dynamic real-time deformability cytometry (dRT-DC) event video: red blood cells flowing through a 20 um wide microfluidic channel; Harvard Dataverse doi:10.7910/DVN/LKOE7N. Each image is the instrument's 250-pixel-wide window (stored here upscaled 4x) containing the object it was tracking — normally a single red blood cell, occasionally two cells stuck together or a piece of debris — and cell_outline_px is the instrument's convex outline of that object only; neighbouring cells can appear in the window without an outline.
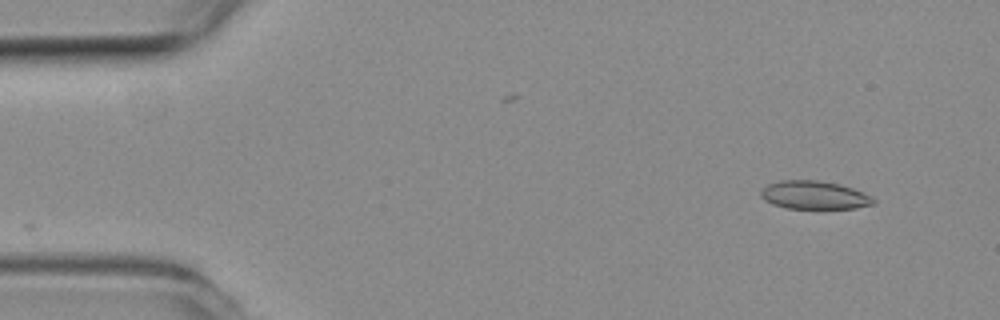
{"species": "common noctule bat (a hibernating species)", "species_latin": "Nyctalus noctula", "temperature_condition": "room temperature", "stored_images_in_passage": 49, "camera_frame_rate_fps": 3000, "um_per_image_px": 0.085, "animal": {"sex": "female", "body_mass_g": 19.3, "forearm_length_mm": 54.1}, "frame": {"image": 1, "passage_image": 1, "time_ms": 0.0, "image_size_px": [1000, 320], "cell_outline_px": [[876, 204], [856, 208], [788, 208], [772, 204], [764, 200], [760, 196], [760, 192], [768, 184], [780, 180], [816, 180], [840, 184], [864, 192], [872, 196], [876, 200]], "centroid_in_image_um": [69.24, 16.58], "position_along_channel_um": 15.8, "area_um2": 18.61}}
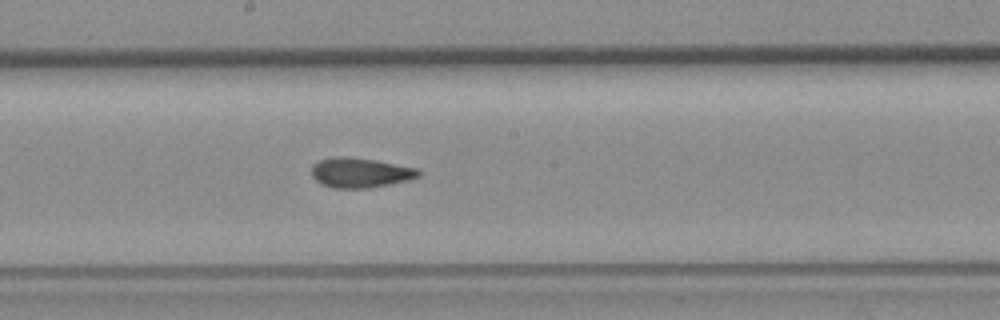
{"frame": {"image": 2, "passage_image": 25, "time_ms": 8.0, "image_size_px": [1000, 320], "cell_outline_px": [[420, 176], [408, 180], [368, 188], [332, 188], [316, 180], [312, 176], [312, 164], [320, 160], [336, 156], [344, 156], [376, 160], [420, 168]], "centroid_in_image_um": [30.64, 14.67], "position_along_channel_um": 217.6, "area_um2": 18.61}}
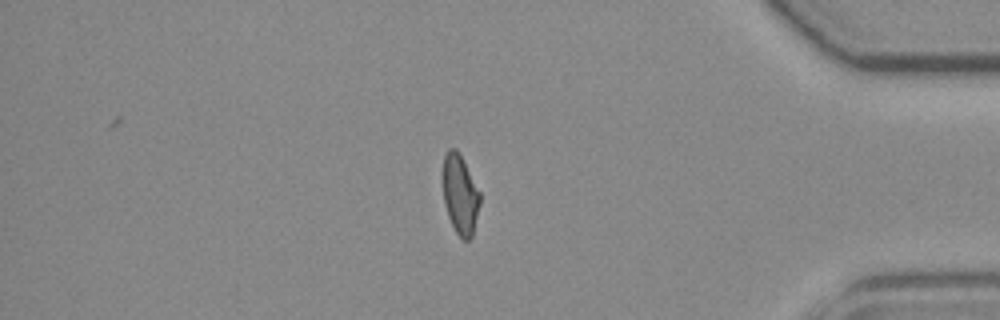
{"frame": {"image": 3, "passage_image": 42, "time_ms": 13.667, "image_size_px": [1000, 320], "cell_outline_px": [[480, 204], [472, 236], [468, 240], [464, 240], [456, 232], [448, 216], [444, 204], [444, 156], [448, 148], [456, 148], [460, 152], [480, 192]], "centroid_in_image_um": [39.13, 16.5], "position_along_channel_um": 396.1, "area_um2": 17.05}}